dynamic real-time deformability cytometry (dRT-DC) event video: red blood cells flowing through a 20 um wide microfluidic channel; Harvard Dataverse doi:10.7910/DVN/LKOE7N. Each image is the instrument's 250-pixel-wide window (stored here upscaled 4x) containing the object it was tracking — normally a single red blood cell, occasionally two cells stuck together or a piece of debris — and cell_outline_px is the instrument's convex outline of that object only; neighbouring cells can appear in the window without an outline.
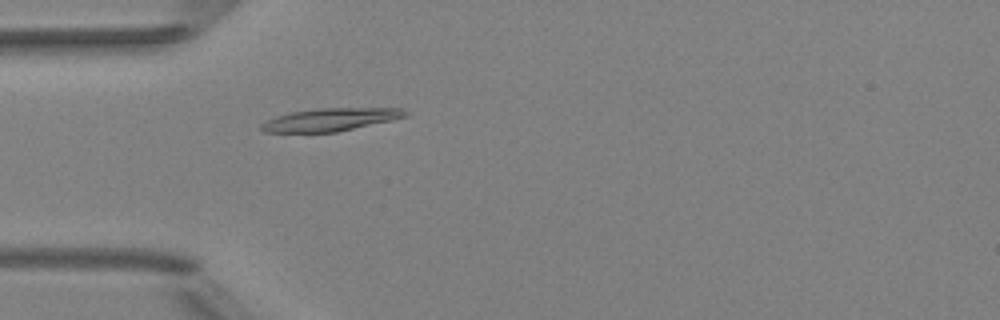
{"species": "Egyptian fruit bat (a non-hibernating species)", "species_latin": "Rousettus aegyptiacus", "temperature_condition": "room temperature", "stored_images_in_passage": 5, "camera_frame_rate_fps": 3000, "um_per_image_px": 0.085, "animal": {"sex": "female"}, "frame": {"image": 1, "passage_image": 5, "time_ms": 4.667, "image_size_px": [1000, 320], "cell_outline_px": [[408, 116], [392, 120], [336, 132], [264, 132], [260, 128], [260, 124], [276, 116], [288, 112], [316, 108], [400, 108], [408, 112]], "centroid_in_image_um": [28.07, 10.16], "position_along_channel_um": 56.9, "area_um2": 19.13}}